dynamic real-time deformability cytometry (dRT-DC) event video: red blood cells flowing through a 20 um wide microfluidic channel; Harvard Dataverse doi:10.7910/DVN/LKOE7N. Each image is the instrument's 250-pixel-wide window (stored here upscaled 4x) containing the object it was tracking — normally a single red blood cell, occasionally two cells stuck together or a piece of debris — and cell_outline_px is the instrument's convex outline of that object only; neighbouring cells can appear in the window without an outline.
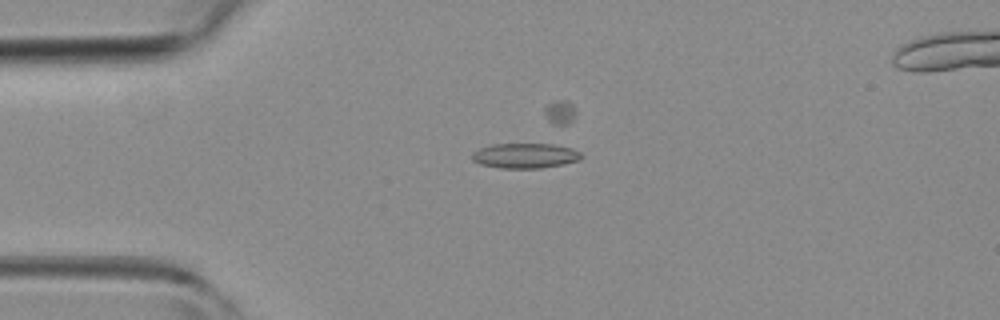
{"species": "common noctule bat (a hibernating species)", "species_latin": "Nyctalus noctula", "temperature_condition": "room temperature", "stored_images_in_passage": 4, "camera_frame_rate_fps": 3000, "um_per_image_px": 0.085, "animal": {"sex": "female", "body_mass_g": 19.3, "forearm_length_mm": 54.1}, "frame": {"image": 1, "passage_image": 2, "time_ms": 1.0, "image_size_px": [1000, 320], "cell_outline_px": [[584, 156], [580, 160], [540, 168], [500, 168], [480, 164], [472, 160], [472, 152], [480, 148], [492, 144], [552, 144], [572, 148], [580, 152]], "centroid_in_image_um": [44.63, 13.23], "position_along_channel_um": 40.4, "area_um2": 15.9}}